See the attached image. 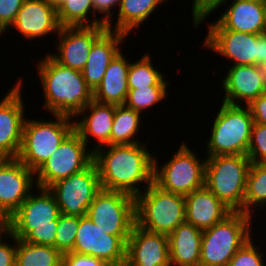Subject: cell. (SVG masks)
<instances>
[{"instance_id":"cell-32","label":"cell","mask_w":266,"mask_h":266,"mask_svg":"<svg viewBox=\"0 0 266 266\" xmlns=\"http://www.w3.org/2000/svg\"><path fill=\"white\" fill-rule=\"evenodd\" d=\"M151 61V56L146 53L140 60L130 63L127 80L129 89L169 84L168 80L164 79L163 72L156 69Z\"/></svg>"},{"instance_id":"cell-24","label":"cell","mask_w":266,"mask_h":266,"mask_svg":"<svg viewBox=\"0 0 266 266\" xmlns=\"http://www.w3.org/2000/svg\"><path fill=\"white\" fill-rule=\"evenodd\" d=\"M185 221L201 230L211 228L233 211L206 186L185 195Z\"/></svg>"},{"instance_id":"cell-36","label":"cell","mask_w":266,"mask_h":266,"mask_svg":"<svg viewBox=\"0 0 266 266\" xmlns=\"http://www.w3.org/2000/svg\"><path fill=\"white\" fill-rule=\"evenodd\" d=\"M247 156L251 163H266V125L253 124Z\"/></svg>"},{"instance_id":"cell-11","label":"cell","mask_w":266,"mask_h":266,"mask_svg":"<svg viewBox=\"0 0 266 266\" xmlns=\"http://www.w3.org/2000/svg\"><path fill=\"white\" fill-rule=\"evenodd\" d=\"M73 130L48 160L35 172L36 186L48 188L55 182L87 168L94 161V152Z\"/></svg>"},{"instance_id":"cell-15","label":"cell","mask_w":266,"mask_h":266,"mask_svg":"<svg viewBox=\"0 0 266 266\" xmlns=\"http://www.w3.org/2000/svg\"><path fill=\"white\" fill-rule=\"evenodd\" d=\"M22 84L19 79L0 101V155L4 158H17L21 149L26 119Z\"/></svg>"},{"instance_id":"cell-48","label":"cell","mask_w":266,"mask_h":266,"mask_svg":"<svg viewBox=\"0 0 266 266\" xmlns=\"http://www.w3.org/2000/svg\"><path fill=\"white\" fill-rule=\"evenodd\" d=\"M2 34H4V32L0 29V37H2Z\"/></svg>"},{"instance_id":"cell-46","label":"cell","mask_w":266,"mask_h":266,"mask_svg":"<svg viewBox=\"0 0 266 266\" xmlns=\"http://www.w3.org/2000/svg\"><path fill=\"white\" fill-rule=\"evenodd\" d=\"M264 15H265V24H266V0L263 1Z\"/></svg>"},{"instance_id":"cell-44","label":"cell","mask_w":266,"mask_h":266,"mask_svg":"<svg viewBox=\"0 0 266 266\" xmlns=\"http://www.w3.org/2000/svg\"><path fill=\"white\" fill-rule=\"evenodd\" d=\"M44 1L48 3L50 6H52L54 9L58 10L65 0H44Z\"/></svg>"},{"instance_id":"cell-31","label":"cell","mask_w":266,"mask_h":266,"mask_svg":"<svg viewBox=\"0 0 266 266\" xmlns=\"http://www.w3.org/2000/svg\"><path fill=\"white\" fill-rule=\"evenodd\" d=\"M266 205V163H251L246 182L244 213L253 217L254 208Z\"/></svg>"},{"instance_id":"cell-14","label":"cell","mask_w":266,"mask_h":266,"mask_svg":"<svg viewBox=\"0 0 266 266\" xmlns=\"http://www.w3.org/2000/svg\"><path fill=\"white\" fill-rule=\"evenodd\" d=\"M129 237L107 234L89 217H79V227L72 252L100 258L110 266H125Z\"/></svg>"},{"instance_id":"cell-2","label":"cell","mask_w":266,"mask_h":266,"mask_svg":"<svg viewBox=\"0 0 266 266\" xmlns=\"http://www.w3.org/2000/svg\"><path fill=\"white\" fill-rule=\"evenodd\" d=\"M37 64L44 90V107L54 115L75 118L93 100V91L87 86L82 71L58 63L48 53Z\"/></svg>"},{"instance_id":"cell-39","label":"cell","mask_w":266,"mask_h":266,"mask_svg":"<svg viewBox=\"0 0 266 266\" xmlns=\"http://www.w3.org/2000/svg\"><path fill=\"white\" fill-rule=\"evenodd\" d=\"M62 266H110L104 260L74 252L63 254Z\"/></svg>"},{"instance_id":"cell-12","label":"cell","mask_w":266,"mask_h":266,"mask_svg":"<svg viewBox=\"0 0 266 266\" xmlns=\"http://www.w3.org/2000/svg\"><path fill=\"white\" fill-rule=\"evenodd\" d=\"M101 189L99 173L94 161L84 170L48 187L62 214L79 217L86 216L89 205Z\"/></svg>"},{"instance_id":"cell-19","label":"cell","mask_w":266,"mask_h":266,"mask_svg":"<svg viewBox=\"0 0 266 266\" xmlns=\"http://www.w3.org/2000/svg\"><path fill=\"white\" fill-rule=\"evenodd\" d=\"M223 103L248 106L266 93V75L259 65H231L222 81ZM239 102V103H238Z\"/></svg>"},{"instance_id":"cell-26","label":"cell","mask_w":266,"mask_h":266,"mask_svg":"<svg viewBox=\"0 0 266 266\" xmlns=\"http://www.w3.org/2000/svg\"><path fill=\"white\" fill-rule=\"evenodd\" d=\"M202 230L183 223L168 235L171 266H200Z\"/></svg>"},{"instance_id":"cell-21","label":"cell","mask_w":266,"mask_h":266,"mask_svg":"<svg viewBox=\"0 0 266 266\" xmlns=\"http://www.w3.org/2000/svg\"><path fill=\"white\" fill-rule=\"evenodd\" d=\"M11 27L17 29L24 39L33 40L53 32L58 34L61 25L57 10L44 0H24Z\"/></svg>"},{"instance_id":"cell-23","label":"cell","mask_w":266,"mask_h":266,"mask_svg":"<svg viewBox=\"0 0 266 266\" xmlns=\"http://www.w3.org/2000/svg\"><path fill=\"white\" fill-rule=\"evenodd\" d=\"M115 109L116 105L114 104L101 103L93 99L77 115V118L80 115L83 118L79 121L74 120V130L80 135L87 146L91 137L97 139V146L95 145L93 149L91 148L93 152L100 147L110 145V134ZM85 112L90 113L87 114Z\"/></svg>"},{"instance_id":"cell-45","label":"cell","mask_w":266,"mask_h":266,"mask_svg":"<svg viewBox=\"0 0 266 266\" xmlns=\"http://www.w3.org/2000/svg\"><path fill=\"white\" fill-rule=\"evenodd\" d=\"M259 66L263 73L266 75V60H264Z\"/></svg>"},{"instance_id":"cell-18","label":"cell","mask_w":266,"mask_h":266,"mask_svg":"<svg viewBox=\"0 0 266 266\" xmlns=\"http://www.w3.org/2000/svg\"><path fill=\"white\" fill-rule=\"evenodd\" d=\"M125 266H171L168 235L147 231L135 223L127 240Z\"/></svg>"},{"instance_id":"cell-17","label":"cell","mask_w":266,"mask_h":266,"mask_svg":"<svg viewBox=\"0 0 266 266\" xmlns=\"http://www.w3.org/2000/svg\"><path fill=\"white\" fill-rule=\"evenodd\" d=\"M106 29V25L61 27L57 34L58 55H50L61 65L82 71L94 41Z\"/></svg>"},{"instance_id":"cell-43","label":"cell","mask_w":266,"mask_h":266,"mask_svg":"<svg viewBox=\"0 0 266 266\" xmlns=\"http://www.w3.org/2000/svg\"><path fill=\"white\" fill-rule=\"evenodd\" d=\"M9 218L0 216V241L9 233Z\"/></svg>"},{"instance_id":"cell-47","label":"cell","mask_w":266,"mask_h":266,"mask_svg":"<svg viewBox=\"0 0 266 266\" xmlns=\"http://www.w3.org/2000/svg\"><path fill=\"white\" fill-rule=\"evenodd\" d=\"M5 158L0 155V163L4 160Z\"/></svg>"},{"instance_id":"cell-20","label":"cell","mask_w":266,"mask_h":266,"mask_svg":"<svg viewBox=\"0 0 266 266\" xmlns=\"http://www.w3.org/2000/svg\"><path fill=\"white\" fill-rule=\"evenodd\" d=\"M208 30H233L249 34L266 33L263 1L234 0Z\"/></svg>"},{"instance_id":"cell-13","label":"cell","mask_w":266,"mask_h":266,"mask_svg":"<svg viewBox=\"0 0 266 266\" xmlns=\"http://www.w3.org/2000/svg\"><path fill=\"white\" fill-rule=\"evenodd\" d=\"M204 47L233 61V65H260L266 60V33L208 30Z\"/></svg>"},{"instance_id":"cell-35","label":"cell","mask_w":266,"mask_h":266,"mask_svg":"<svg viewBox=\"0 0 266 266\" xmlns=\"http://www.w3.org/2000/svg\"><path fill=\"white\" fill-rule=\"evenodd\" d=\"M259 248V249H258ZM251 238L230 259L228 266H265L264 254Z\"/></svg>"},{"instance_id":"cell-1","label":"cell","mask_w":266,"mask_h":266,"mask_svg":"<svg viewBox=\"0 0 266 266\" xmlns=\"http://www.w3.org/2000/svg\"><path fill=\"white\" fill-rule=\"evenodd\" d=\"M146 144L106 145L94 151L101 188L122 191L134 197L153 183L154 154ZM108 148L106 150V148Z\"/></svg>"},{"instance_id":"cell-22","label":"cell","mask_w":266,"mask_h":266,"mask_svg":"<svg viewBox=\"0 0 266 266\" xmlns=\"http://www.w3.org/2000/svg\"><path fill=\"white\" fill-rule=\"evenodd\" d=\"M126 37V33L106 29L94 41L82 70L83 78L93 92L101 83L109 63L121 51L119 44L123 43Z\"/></svg>"},{"instance_id":"cell-8","label":"cell","mask_w":266,"mask_h":266,"mask_svg":"<svg viewBox=\"0 0 266 266\" xmlns=\"http://www.w3.org/2000/svg\"><path fill=\"white\" fill-rule=\"evenodd\" d=\"M54 116L55 121L25 119L21 149L17 158L34 172L74 130L73 118L64 115Z\"/></svg>"},{"instance_id":"cell-42","label":"cell","mask_w":266,"mask_h":266,"mask_svg":"<svg viewBox=\"0 0 266 266\" xmlns=\"http://www.w3.org/2000/svg\"><path fill=\"white\" fill-rule=\"evenodd\" d=\"M248 107L250 108L254 123L266 125V93L254 99Z\"/></svg>"},{"instance_id":"cell-3","label":"cell","mask_w":266,"mask_h":266,"mask_svg":"<svg viewBox=\"0 0 266 266\" xmlns=\"http://www.w3.org/2000/svg\"><path fill=\"white\" fill-rule=\"evenodd\" d=\"M38 195L32 192L9 218V231L17 239L28 243L55 248L59 206L48 188L36 186ZM33 193V194H32Z\"/></svg>"},{"instance_id":"cell-25","label":"cell","mask_w":266,"mask_h":266,"mask_svg":"<svg viewBox=\"0 0 266 266\" xmlns=\"http://www.w3.org/2000/svg\"><path fill=\"white\" fill-rule=\"evenodd\" d=\"M130 62L120 51L109 63L104 77L93 92L95 101L114 105H124L128 88V71Z\"/></svg>"},{"instance_id":"cell-41","label":"cell","mask_w":266,"mask_h":266,"mask_svg":"<svg viewBox=\"0 0 266 266\" xmlns=\"http://www.w3.org/2000/svg\"><path fill=\"white\" fill-rule=\"evenodd\" d=\"M95 11H99V13L103 16V19L106 21V27L109 30H112L111 21L115 12L111 11L112 8L118 6L119 0H93ZM114 13V14H113Z\"/></svg>"},{"instance_id":"cell-7","label":"cell","mask_w":266,"mask_h":266,"mask_svg":"<svg viewBox=\"0 0 266 266\" xmlns=\"http://www.w3.org/2000/svg\"><path fill=\"white\" fill-rule=\"evenodd\" d=\"M212 125L207 140V156L247 155L253 117L248 106L223 103Z\"/></svg>"},{"instance_id":"cell-28","label":"cell","mask_w":266,"mask_h":266,"mask_svg":"<svg viewBox=\"0 0 266 266\" xmlns=\"http://www.w3.org/2000/svg\"><path fill=\"white\" fill-rule=\"evenodd\" d=\"M62 256L53 246L17 239L15 266H62Z\"/></svg>"},{"instance_id":"cell-29","label":"cell","mask_w":266,"mask_h":266,"mask_svg":"<svg viewBox=\"0 0 266 266\" xmlns=\"http://www.w3.org/2000/svg\"><path fill=\"white\" fill-rule=\"evenodd\" d=\"M141 113L125 105H116L110 134V145L142 143L135 140L141 121Z\"/></svg>"},{"instance_id":"cell-16","label":"cell","mask_w":266,"mask_h":266,"mask_svg":"<svg viewBox=\"0 0 266 266\" xmlns=\"http://www.w3.org/2000/svg\"><path fill=\"white\" fill-rule=\"evenodd\" d=\"M34 180L35 172L18 158H5L0 163V216L10 218L35 189Z\"/></svg>"},{"instance_id":"cell-37","label":"cell","mask_w":266,"mask_h":266,"mask_svg":"<svg viewBox=\"0 0 266 266\" xmlns=\"http://www.w3.org/2000/svg\"><path fill=\"white\" fill-rule=\"evenodd\" d=\"M227 4V0H193L192 5V20L195 28L203 23L207 16L222 6V4Z\"/></svg>"},{"instance_id":"cell-6","label":"cell","mask_w":266,"mask_h":266,"mask_svg":"<svg viewBox=\"0 0 266 266\" xmlns=\"http://www.w3.org/2000/svg\"><path fill=\"white\" fill-rule=\"evenodd\" d=\"M135 215L136 224L141 228L169 235L186 222L185 197L152 183L135 197Z\"/></svg>"},{"instance_id":"cell-30","label":"cell","mask_w":266,"mask_h":266,"mask_svg":"<svg viewBox=\"0 0 266 266\" xmlns=\"http://www.w3.org/2000/svg\"><path fill=\"white\" fill-rule=\"evenodd\" d=\"M90 13H93L92 17L96 13L93 0H65L57 10V17L61 27L106 25L103 17L96 15L90 21Z\"/></svg>"},{"instance_id":"cell-27","label":"cell","mask_w":266,"mask_h":266,"mask_svg":"<svg viewBox=\"0 0 266 266\" xmlns=\"http://www.w3.org/2000/svg\"><path fill=\"white\" fill-rule=\"evenodd\" d=\"M166 0H119L118 16L112 30L129 35L154 13L156 7ZM133 30V31H132Z\"/></svg>"},{"instance_id":"cell-38","label":"cell","mask_w":266,"mask_h":266,"mask_svg":"<svg viewBox=\"0 0 266 266\" xmlns=\"http://www.w3.org/2000/svg\"><path fill=\"white\" fill-rule=\"evenodd\" d=\"M24 0H0V29L5 33L14 23Z\"/></svg>"},{"instance_id":"cell-34","label":"cell","mask_w":266,"mask_h":266,"mask_svg":"<svg viewBox=\"0 0 266 266\" xmlns=\"http://www.w3.org/2000/svg\"><path fill=\"white\" fill-rule=\"evenodd\" d=\"M78 227L79 216L60 214L56 230L55 248L62 255L72 252Z\"/></svg>"},{"instance_id":"cell-10","label":"cell","mask_w":266,"mask_h":266,"mask_svg":"<svg viewBox=\"0 0 266 266\" xmlns=\"http://www.w3.org/2000/svg\"><path fill=\"white\" fill-rule=\"evenodd\" d=\"M86 216L107 234L130 236L136 223L135 197L122 191L101 189Z\"/></svg>"},{"instance_id":"cell-5","label":"cell","mask_w":266,"mask_h":266,"mask_svg":"<svg viewBox=\"0 0 266 266\" xmlns=\"http://www.w3.org/2000/svg\"><path fill=\"white\" fill-rule=\"evenodd\" d=\"M253 217L232 212L211 228L202 230L200 266H228L230 259L251 237Z\"/></svg>"},{"instance_id":"cell-33","label":"cell","mask_w":266,"mask_h":266,"mask_svg":"<svg viewBox=\"0 0 266 266\" xmlns=\"http://www.w3.org/2000/svg\"><path fill=\"white\" fill-rule=\"evenodd\" d=\"M168 86H151L129 89L124 105L136 112L143 113L151 106L158 104L167 97Z\"/></svg>"},{"instance_id":"cell-40","label":"cell","mask_w":266,"mask_h":266,"mask_svg":"<svg viewBox=\"0 0 266 266\" xmlns=\"http://www.w3.org/2000/svg\"><path fill=\"white\" fill-rule=\"evenodd\" d=\"M9 237L10 239H13V244L11 245L9 242L5 243L7 241L3 239L0 241V266H15L17 238L14 237L10 232L5 238Z\"/></svg>"},{"instance_id":"cell-4","label":"cell","mask_w":266,"mask_h":266,"mask_svg":"<svg viewBox=\"0 0 266 266\" xmlns=\"http://www.w3.org/2000/svg\"><path fill=\"white\" fill-rule=\"evenodd\" d=\"M205 186L233 212L244 213L251 161L247 155L206 157Z\"/></svg>"},{"instance_id":"cell-9","label":"cell","mask_w":266,"mask_h":266,"mask_svg":"<svg viewBox=\"0 0 266 266\" xmlns=\"http://www.w3.org/2000/svg\"><path fill=\"white\" fill-rule=\"evenodd\" d=\"M196 155L183 142L163 166H158V160L154 156L153 183L164 191L184 196L205 186L206 158L201 161Z\"/></svg>"}]
</instances>
